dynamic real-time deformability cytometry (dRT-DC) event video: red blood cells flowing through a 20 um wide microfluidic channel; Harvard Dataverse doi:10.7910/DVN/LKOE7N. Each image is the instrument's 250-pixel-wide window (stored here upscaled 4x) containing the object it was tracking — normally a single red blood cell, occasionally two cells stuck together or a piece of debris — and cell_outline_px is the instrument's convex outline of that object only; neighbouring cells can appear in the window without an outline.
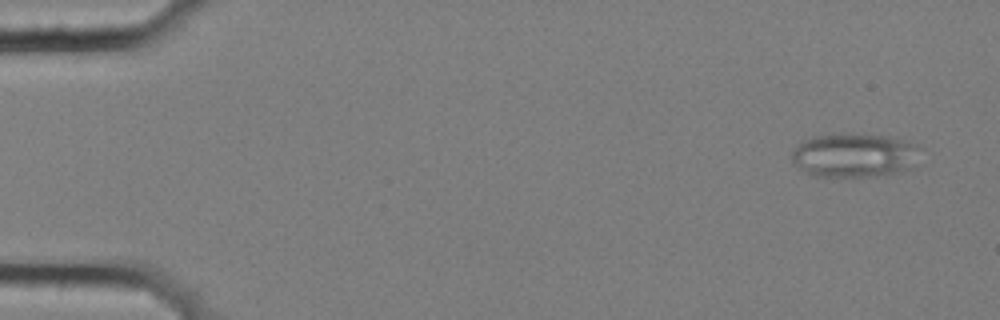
{"species": "common noctule bat (a hibernating species)", "species_latin": "Nyctalus noctula", "temperature_condition": "cold", "stored_images_in_passage": 5, "camera_frame_rate_fps": 3000, "um_per_image_px": 0.085, "animal": {"sex": "female", "body_mass_g": 25.1}, "frame": {"image": 1, "passage_image": 1, "time_ms": 0.0, "image_size_px": [1000, 320], "cell_outline_px": [[924, 148], [916, 164], [908, 168], [896, 172], [876, 176], [812, 176], [800, 168], [792, 160], [792, 152], [804, 140], [812, 136], [832, 132], [848, 132], [892, 136]], "centroid_in_image_um": [72.66, 13.15], "position_along_channel_um": 12.3, "area_um2": 33.58}}